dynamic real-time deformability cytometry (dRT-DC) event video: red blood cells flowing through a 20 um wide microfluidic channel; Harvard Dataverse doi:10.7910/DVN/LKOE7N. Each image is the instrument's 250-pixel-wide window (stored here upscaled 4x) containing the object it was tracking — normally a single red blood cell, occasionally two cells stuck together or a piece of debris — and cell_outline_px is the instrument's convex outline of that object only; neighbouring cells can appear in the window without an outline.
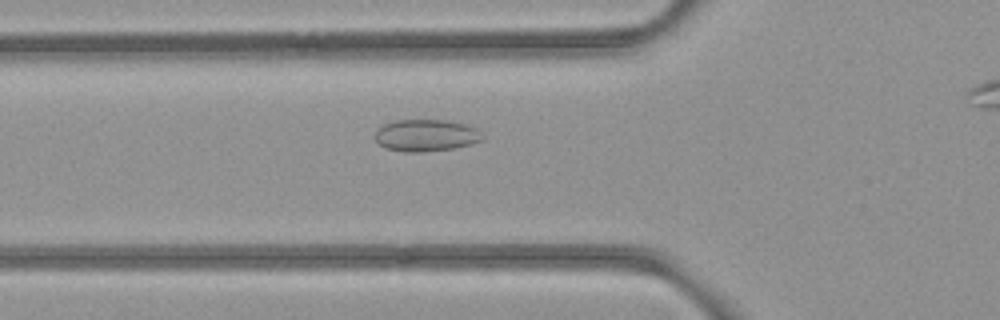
{"species": "common noctule bat (a hibernating species)", "species_latin": "Nyctalus noctula", "temperature_condition": "room temperature", "stored_images_in_passage": 31, "camera_frame_rate_fps": 3000, "um_per_image_px": 0.085, "animal": {"sex": "female", "body_mass_g": 21.9}, "frame": {"image": 1, "passage_image": 2, "time_ms": 0.333, "image_size_px": [1000, 320], "cell_outline_px": [[484, 140], [472, 144], [452, 148], [424, 152], [404, 152], [388, 148], [380, 144], [372, 136], [376, 128], [384, 124], [396, 120], [444, 120], [468, 124], [476, 128], [484, 136]], "centroid_in_image_um": [36.21, 11.5], "position_along_channel_um": 89.6, "area_um2": 20.23}}
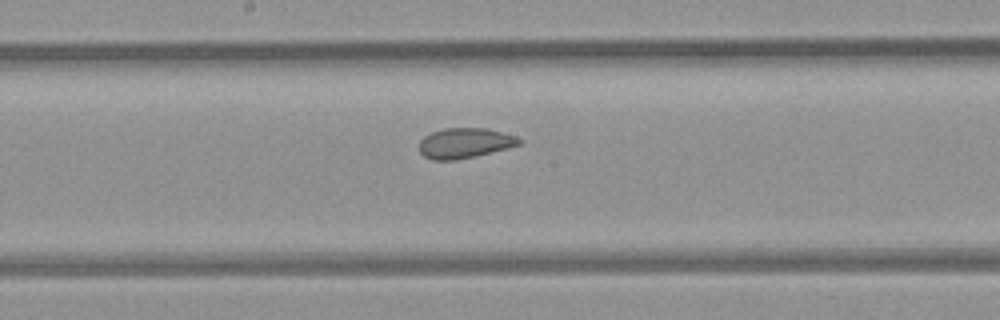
{"frame": {"image": 2, "passage_image": 11, "time_ms": 3.333, "image_size_px": [1000, 320], "cell_outline_px": [[524, 140], [520, 144], [508, 148], [456, 160], [432, 160], [424, 156], [420, 152], [420, 140], [424, 136], [432, 132], [444, 128], [488, 128], [516, 136]], "centroid_in_image_um": [39.51, 12.15], "position_along_channel_um": 208.7, "area_um2": 17.57}}
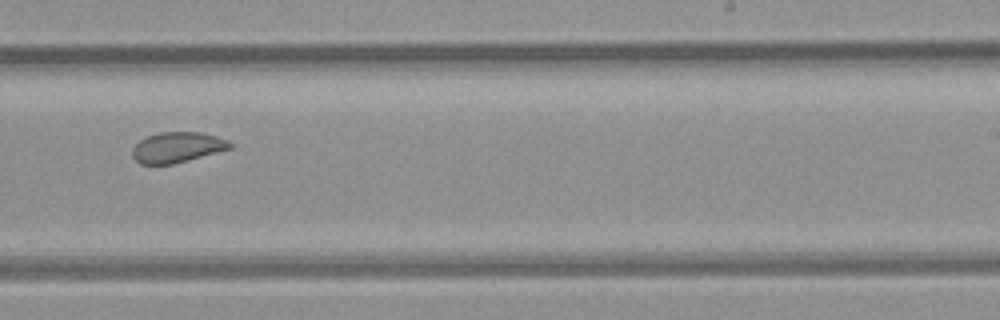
{"frame": {"image": 3, "passage_image": 16, "time_ms": 5.0, "image_size_px": [1000, 320], "cell_outline_px": [[232, 148], [188, 160], [172, 164], [140, 164], [132, 156], [132, 148], [140, 140], [148, 136], [160, 132], [200, 132], [216, 136], [228, 140], [232, 144]], "centroid_in_image_um": [15.06, 12.52], "position_along_channel_um": 273.9, "area_um2": 17.22}}